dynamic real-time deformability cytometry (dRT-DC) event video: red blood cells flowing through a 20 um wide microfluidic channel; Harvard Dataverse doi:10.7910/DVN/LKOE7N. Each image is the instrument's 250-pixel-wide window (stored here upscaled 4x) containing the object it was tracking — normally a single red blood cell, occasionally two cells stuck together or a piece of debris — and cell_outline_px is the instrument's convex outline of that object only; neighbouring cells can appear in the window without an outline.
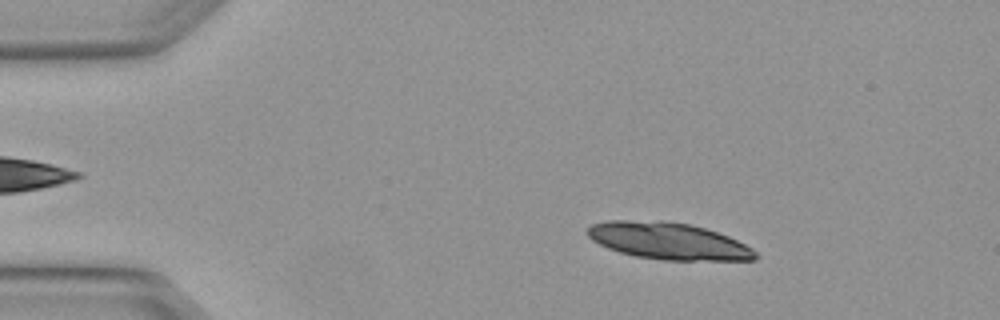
{"species": "Egyptian fruit bat (a non-hibernating species)", "species_latin": "Rousettus aegyptiacus", "temperature_condition": "warm", "stored_images_in_passage": 7, "camera_frame_rate_fps": 3000, "um_per_image_px": 0.085, "animal": {"sex": "female"}, "frame": {"image": 1, "passage_image": 2, "time_ms": 0.333, "image_size_px": [1000, 320], "cell_outline_px": [[760, 256], [756, 260], [664, 260], [636, 256], [620, 252], [608, 248], [592, 240], [588, 236], [588, 228], [592, 224], [608, 220], [664, 220], [688, 224], [704, 228], [728, 236], [752, 248]], "centroid_in_image_um": [56.82, 20.48], "position_along_channel_um": 28.2, "area_um2": 36.01}}